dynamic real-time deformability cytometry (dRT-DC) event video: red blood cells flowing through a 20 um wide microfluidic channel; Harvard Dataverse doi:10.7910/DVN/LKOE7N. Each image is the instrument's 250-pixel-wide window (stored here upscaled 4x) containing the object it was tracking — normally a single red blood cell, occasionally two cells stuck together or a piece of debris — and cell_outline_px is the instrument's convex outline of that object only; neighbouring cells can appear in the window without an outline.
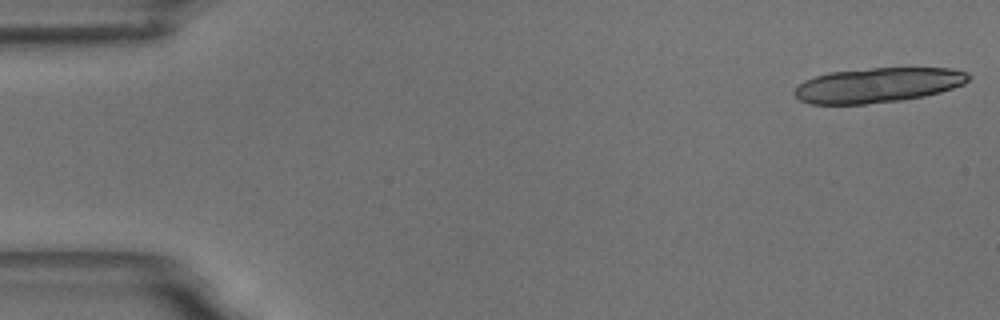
{"species": "common noctule bat (a hibernating species)", "species_latin": "Nyctalus noctula", "temperature_condition": "room temperature", "stored_images_in_passage": 19, "camera_frame_rate_fps": 3000, "um_per_image_px": 0.085, "animal": {"sex": "male", "body_mass_g": 18.8}, "frame": {"image": 1, "passage_image": 1, "time_ms": 0.0, "image_size_px": [1000, 320], "cell_outline_px": [[972, 76], [964, 84], [940, 92], [924, 96], [900, 100], [864, 104], [808, 104], [800, 100], [792, 92], [804, 80], [828, 72], [872, 68], [952, 68], [968, 72]], "centroid_in_image_um": [74.62, 7.23], "position_along_channel_um": 10.4, "area_um2": 35.37}}